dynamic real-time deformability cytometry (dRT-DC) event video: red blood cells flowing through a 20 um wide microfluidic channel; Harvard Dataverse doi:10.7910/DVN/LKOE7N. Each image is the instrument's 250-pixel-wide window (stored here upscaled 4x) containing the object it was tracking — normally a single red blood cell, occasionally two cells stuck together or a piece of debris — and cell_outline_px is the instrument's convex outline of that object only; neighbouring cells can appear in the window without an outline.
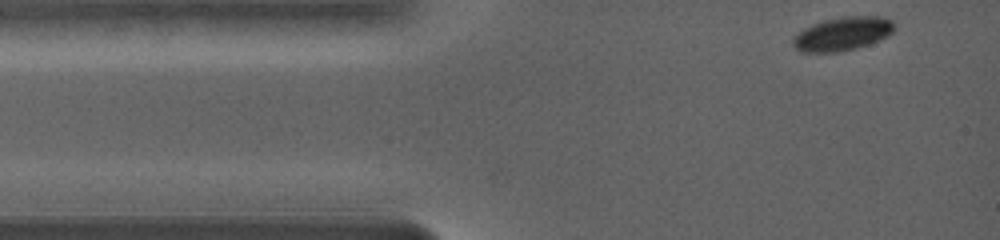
{"species": "common noctule bat (a hibernating species)", "species_latin": "Nyctalus noctula", "temperature_condition": "warm", "stored_images_in_passage": 68, "camera_frame_rate_fps": 5000, "um_per_image_px": 0.085, "animal": {"sex": "female", "body_mass_g": 19.0, "forearm_length_mm": 56.7}, "frame": {"image": 1, "passage_image": 1, "time_ms": 0.0, "image_size_px": [1000, 240], "cell_outline_px": [[892, 32], [888, 36], [880, 40], [856, 48], [840, 52], [800, 52], [792, 44], [792, 40], [804, 28], [812, 24], [824, 20], [844, 16], [880, 16], [892, 20]], "centroid_in_image_um": [71.61, 2.88], "position_along_channel_um": 13.4, "area_um2": 19.71}}
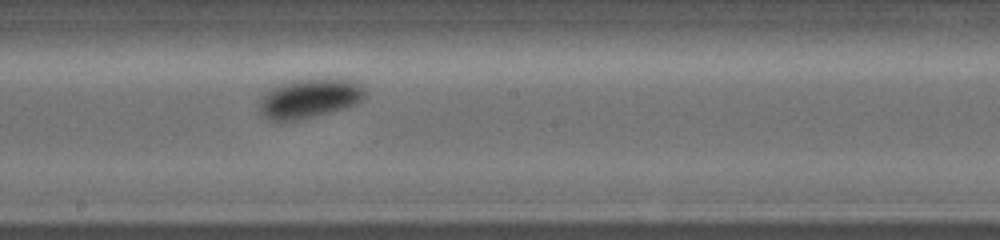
{"frame": {"image": 2, "passage_image": 39, "time_ms": 7.2, "image_size_px": [1000, 240], "cell_outline_px": [[368, 96], [364, 100], [348, 108], [296, 120], [272, 120], [264, 116], [260, 112], [260, 100], [272, 88], [292, 80], [320, 76], [332, 76], [352, 80], [360, 84], [368, 92]], "centroid_in_image_um": [26.44, 8.31], "position_along_channel_um": 221.8, "area_um2": 24.85}}
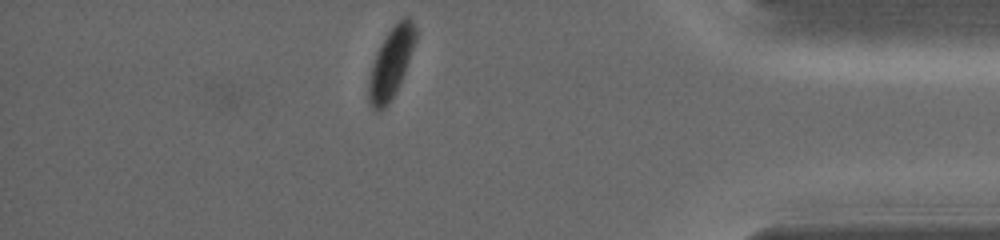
{"frame": {"image": 3, "passage_image": 68, "time_ms": 13.2, "image_size_px": [1000, 240], "cell_outline_px": [[416, 40], [404, 72], [388, 104], [380, 112], [376, 112], [368, 104], [368, 80], [372, 64], [376, 52], [380, 44], [388, 32], [404, 16], [408, 16], [412, 20], [416, 28]], "centroid_in_image_um": [33.2, 5.37], "position_along_channel_um": 402.0, "area_um2": 18.96}, "authors_computed_cell_mechanics": {"area_um2": 23.409, "velocity_mm_per_s": 3.5951, "shape_relaxation_time_tau1_ms": 1.9198, "shape_relaxation_time_tau2_ms": null, "deformation_change_tau1": 0.1047, "deformation_change_tau2": null}}